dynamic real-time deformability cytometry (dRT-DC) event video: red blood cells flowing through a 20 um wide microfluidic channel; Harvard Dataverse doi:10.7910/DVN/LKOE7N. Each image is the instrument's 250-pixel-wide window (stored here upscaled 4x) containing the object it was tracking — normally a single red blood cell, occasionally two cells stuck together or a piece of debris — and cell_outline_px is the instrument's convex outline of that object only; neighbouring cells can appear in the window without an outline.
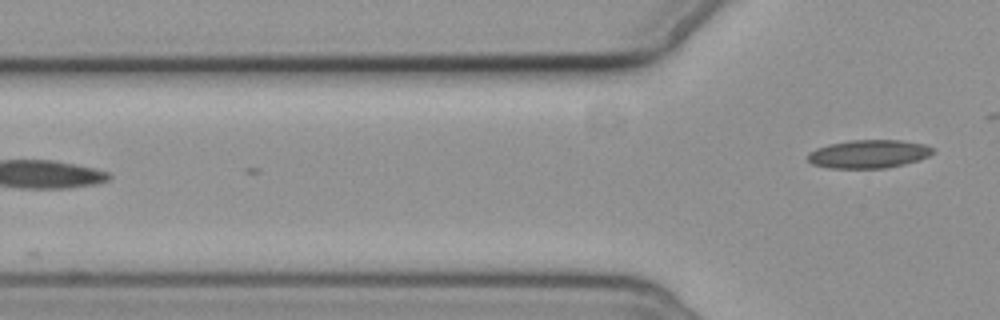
{"species": "common noctule bat (a hibernating species)", "species_latin": "Nyctalus noctula", "temperature_condition": "cold", "stored_images_in_passage": 3, "camera_frame_rate_fps": 3000, "um_per_image_px": 0.085, "animal": {"sex": "female", "body_mass_g": 19.3, "forearm_length_mm": 54.1}, "frame": {"image": 1, "passage_image": 3, "time_ms": 2.333, "image_size_px": [1000, 320], "cell_outline_px": [[932, 152], [928, 156], [920, 160], [904, 164], [884, 168], [828, 168], [812, 164], [808, 160], [808, 152], [816, 148], [828, 144], [852, 140], [900, 140], [924, 144], [932, 148]], "centroid_in_image_um": [73.8, 13.09], "position_along_channel_um": 52.0, "area_um2": 20.58}}